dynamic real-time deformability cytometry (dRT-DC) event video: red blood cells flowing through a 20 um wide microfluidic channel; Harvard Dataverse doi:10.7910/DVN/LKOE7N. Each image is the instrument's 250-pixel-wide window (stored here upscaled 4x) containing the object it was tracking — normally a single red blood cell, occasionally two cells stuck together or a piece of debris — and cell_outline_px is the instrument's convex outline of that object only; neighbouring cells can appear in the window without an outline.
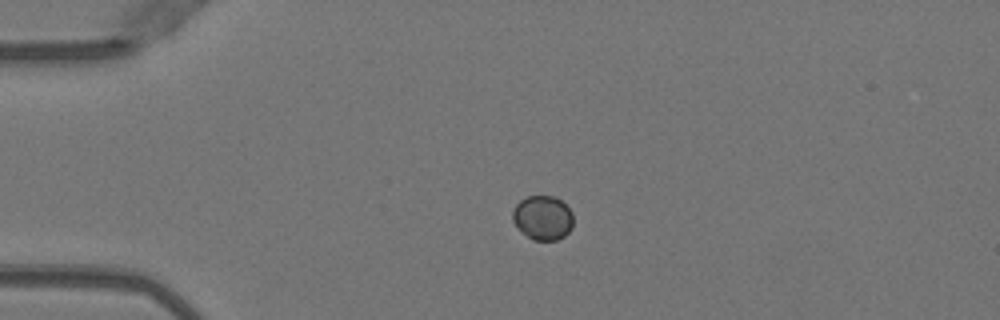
{"species": "Egyptian fruit bat (a non-hibernating species)", "species_latin": "Rousettus aegyptiacus", "temperature_condition": "warm", "stored_images_in_passage": 40, "camera_frame_rate_fps": 3000, "um_per_image_px": 0.085, "animal": {"sex": "female"}, "frame": {"image": 1, "passage_image": 1, "time_ms": 0.0, "image_size_px": [1000, 320], "cell_outline_px": [[572, 228], [564, 236], [556, 240], [532, 240], [520, 232], [512, 220], [512, 212], [516, 204], [520, 200], [528, 196], [556, 196], [572, 212]], "centroid_in_image_um": [46.11, 18.52], "position_along_channel_um": 38.9, "area_um2": 15.78}}
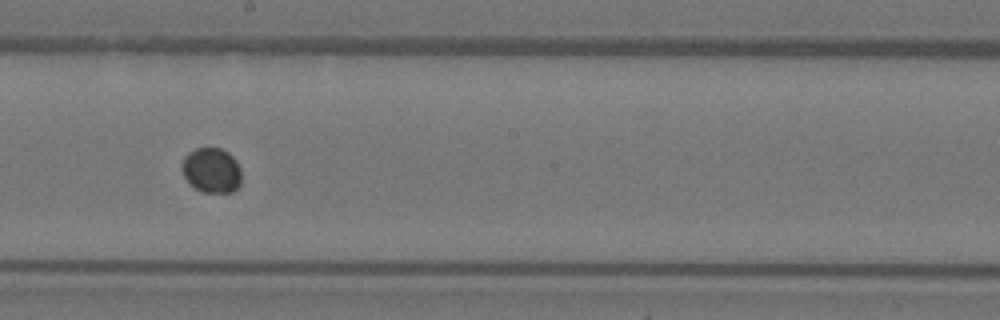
{"frame": {"image": 2, "passage_image": 18, "time_ms": 5.667, "image_size_px": [1000, 320], "cell_outline_px": [[240, 184], [232, 192], [200, 192], [184, 176], [180, 168], [184, 156], [188, 152], [196, 148], [220, 148], [228, 152], [236, 160], [240, 168]], "centroid_in_image_um": [17.97, 14.46], "position_along_channel_um": 230.2, "area_um2": 15.61}}
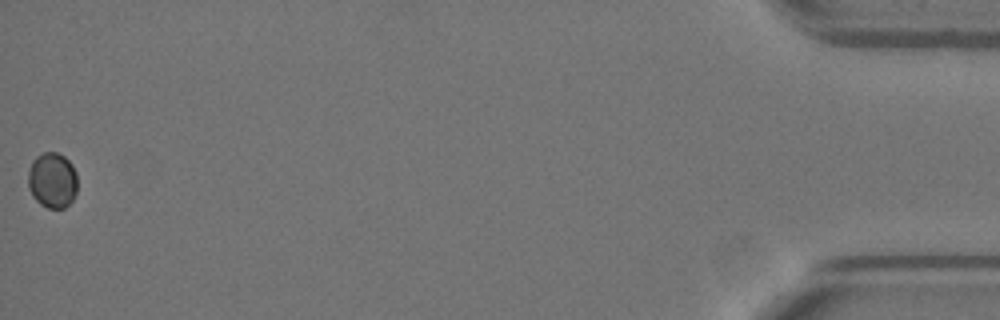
{"frame": {"image": 3, "passage_image": 40, "time_ms": 13.0, "image_size_px": [1000, 320], "cell_outline_px": [[76, 192], [72, 200], [64, 208], [48, 208], [40, 204], [32, 196], [28, 188], [28, 172], [32, 160], [36, 156], [44, 152], [56, 152], [64, 156], [72, 164], [76, 172]], "centroid_in_image_um": [4.43, 15.31], "position_along_channel_um": 430.8, "area_um2": 16.07}}